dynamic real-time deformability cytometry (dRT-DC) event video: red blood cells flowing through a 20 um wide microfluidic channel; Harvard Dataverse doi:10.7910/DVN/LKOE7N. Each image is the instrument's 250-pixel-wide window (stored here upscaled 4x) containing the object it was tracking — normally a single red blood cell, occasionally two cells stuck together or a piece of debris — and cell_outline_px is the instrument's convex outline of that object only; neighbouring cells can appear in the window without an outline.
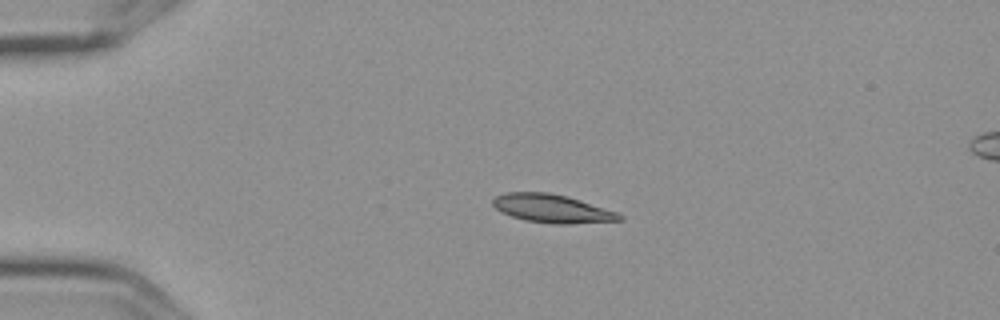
{"species": "Egyptian fruit bat (a non-hibernating species)", "species_latin": "Rousettus aegyptiacus", "temperature_condition": "cold", "stored_images_in_passage": 5, "segment_of_instrument_passage": [1, 2], "camera_frame_rate_fps": 3000, "um_per_image_px": 0.085, "frame": {"image": 1, "passage_image": 3, "time_ms": 0.667, "image_size_px": [1000, 320], "cell_outline_px": [[624, 220], [568, 224], [556, 224], [524, 220], [500, 212], [492, 204], [492, 200], [496, 196], [504, 192], [548, 192], [568, 196], [616, 212], [624, 216]], "centroid_in_image_um": [46.91, 17.72], "position_along_channel_um": 38.1, "area_um2": 20.92}}